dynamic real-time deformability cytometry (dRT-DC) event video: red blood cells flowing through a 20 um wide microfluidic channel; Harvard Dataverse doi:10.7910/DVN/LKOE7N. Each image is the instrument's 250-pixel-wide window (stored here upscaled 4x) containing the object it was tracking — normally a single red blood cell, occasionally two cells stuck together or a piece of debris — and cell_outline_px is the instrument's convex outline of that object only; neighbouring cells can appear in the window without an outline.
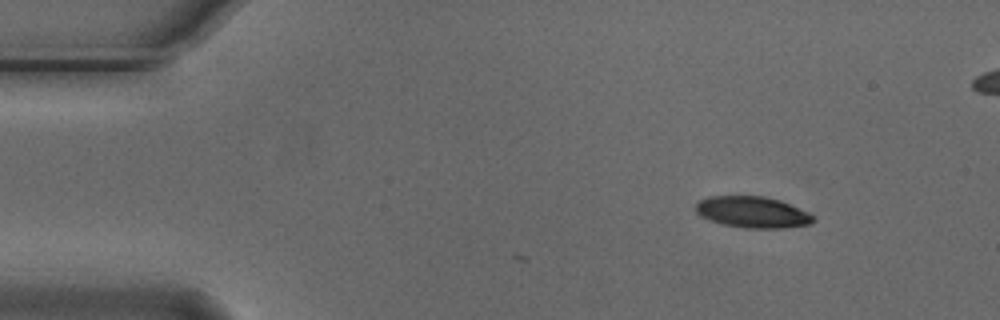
{"species": "Egyptian fruit bat (a non-hibernating species)", "species_latin": "Rousettus aegyptiacus", "temperature_condition": "cold", "stored_images_in_passage": 4, "camera_frame_rate_fps": 3000, "um_per_image_px": 0.085, "animal": {"sex": "male"}, "frame": {"image": 1, "passage_image": 1, "time_ms": 0.0, "image_size_px": [1000, 320], "cell_outline_px": [[816, 220], [812, 224], [780, 228], [744, 228], [724, 224], [700, 216], [696, 212], [696, 204], [700, 200], [708, 196], [764, 196], [780, 200], [808, 212], [816, 216]], "centroid_in_image_um": [64.0, 18.03], "position_along_channel_um": 21.0, "area_um2": 21.44}}